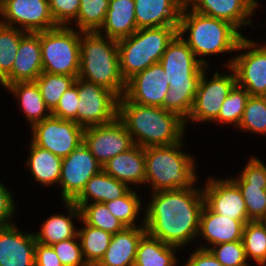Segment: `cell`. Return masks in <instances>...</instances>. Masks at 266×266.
Listing matches in <instances>:
<instances>
[{
	"mask_svg": "<svg viewBox=\"0 0 266 266\" xmlns=\"http://www.w3.org/2000/svg\"><path fill=\"white\" fill-rule=\"evenodd\" d=\"M200 182L188 189L160 190L147 194L148 199H144L146 232L181 250L195 247L204 206Z\"/></svg>",
	"mask_w": 266,
	"mask_h": 266,
	"instance_id": "obj_1",
	"label": "cell"
},
{
	"mask_svg": "<svg viewBox=\"0 0 266 266\" xmlns=\"http://www.w3.org/2000/svg\"><path fill=\"white\" fill-rule=\"evenodd\" d=\"M177 34L190 47L197 60L206 67H212V64L213 67L220 64L221 67L231 66L238 44L244 37L231 23L200 14L186 3L181 11ZM222 55L227 58L221 59L222 63L215 65L213 59L218 58L220 62L219 57Z\"/></svg>",
	"mask_w": 266,
	"mask_h": 266,
	"instance_id": "obj_2",
	"label": "cell"
},
{
	"mask_svg": "<svg viewBox=\"0 0 266 266\" xmlns=\"http://www.w3.org/2000/svg\"><path fill=\"white\" fill-rule=\"evenodd\" d=\"M186 137L188 136L186 135L180 142L169 146L145 148V187L143 191L148 187L147 193L188 189L202 180V174H199L201 169L198 166L200 160L198 161V158L190 150H186V146H188L186 143H190Z\"/></svg>",
	"mask_w": 266,
	"mask_h": 266,
	"instance_id": "obj_3",
	"label": "cell"
},
{
	"mask_svg": "<svg viewBox=\"0 0 266 266\" xmlns=\"http://www.w3.org/2000/svg\"><path fill=\"white\" fill-rule=\"evenodd\" d=\"M160 64L170 87L163 100V109L186 121L192 111L199 79L206 66L197 60L178 34L167 45Z\"/></svg>",
	"mask_w": 266,
	"mask_h": 266,
	"instance_id": "obj_4",
	"label": "cell"
},
{
	"mask_svg": "<svg viewBox=\"0 0 266 266\" xmlns=\"http://www.w3.org/2000/svg\"><path fill=\"white\" fill-rule=\"evenodd\" d=\"M117 118L131 134L134 144L142 148L169 146L188 135L185 121L177 114L130 102L124 95L118 99Z\"/></svg>",
	"mask_w": 266,
	"mask_h": 266,
	"instance_id": "obj_5",
	"label": "cell"
},
{
	"mask_svg": "<svg viewBox=\"0 0 266 266\" xmlns=\"http://www.w3.org/2000/svg\"><path fill=\"white\" fill-rule=\"evenodd\" d=\"M78 77L121 98L126 91V82L120 73L118 42L97 31L82 32Z\"/></svg>",
	"mask_w": 266,
	"mask_h": 266,
	"instance_id": "obj_6",
	"label": "cell"
},
{
	"mask_svg": "<svg viewBox=\"0 0 266 266\" xmlns=\"http://www.w3.org/2000/svg\"><path fill=\"white\" fill-rule=\"evenodd\" d=\"M178 26L140 28L118 42L120 73L125 82L154 63L160 62Z\"/></svg>",
	"mask_w": 266,
	"mask_h": 266,
	"instance_id": "obj_7",
	"label": "cell"
},
{
	"mask_svg": "<svg viewBox=\"0 0 266 266\" xmlns=\"http://www.w3.org/2000/svg\"><path fill=\"white\" fill-rule=\"evenodd\" d=\"M223 68L220 66L219 70V67L218 69L215 67V71L213 66L204 69L199 79L192 111L185 121L188 133L189 129L193 130L192 125L194 127L210 125L218 117L222 103L236 84L233 69L230 66Z\"/></svg>",
	"mask_w": 266,
	"mask_h": 266,
	"instance_id": "obj_8",
	"label": "cell"
},
{
	"mask_svg": "<svg viewBox=\"0 0 266 266\" xmlns=\"http://www.w3.org/2000/svg\"><path fill=\"white\" fill-rule=\"evenodd\" d=\"M82 31L58 26L40 32L43 72L78 77Z\"/></svg>",
	"mask_w": 266,
	"mask_h": 266,
	"instance_id": "obj_9",
	"label": "cell"
},
{
	"mask_svg": "<svg viewBox=\"0 0 266 266\" xmlns=\"http://www.w3.org/2000/svg\"><path fill=\"white\" fill-rule=\"evenodd\" d=\"M250 37L241 39L230 67L250 96H266V39Z\"/></svg>",
	"mask_w": 266,
	"mask_h": 266,
	"instance_id": "obj_10",
	"label": "cell"
},
{
	"mask_svg": "<svg viewBox=\"0 0 266 266\" xmlns=\"http://www.w3.org/2000/svg\"><path fill=\"white\" fill-rule=\"evenodd\" d=\"M78 90L77 124L88 128L111 123L117 118L118 97L110 90L82 78H75Z\"/></svg>",
	"mask_w": 266,
	"mask_h": 266,
	"instance_id": "obj_11",
	"label": "cell"
},
{
	"mask_svg": "<svg viewBox=\"0 0 266 266\" xmlns=\"http://www.w3.org/2000/svg\"><path fill=\"white\" fill-rule=\"evenodd\" d=\"M30 139L36 146L61 158L68 156L83 143L84 128L75 121L50 116L35 123L30 129Z\"/></svg>",
	"mask_w": 266,
	"mask_h": 266,
	"instance_id": "obj_12",
	"label": "cell"
},
{
	"mask_svg": "<svg viewBox=\"0 0 266 266\" xmlns=\"http://www.w3.org/2000/svg\"><path fill=\"white\" fill-rule=\"evenodd\" d=\"M0 23L30 33L58 27L49 0H0Z\"/></svg>",
	"mask_w": 266,
	"mask_h": 266,
	"instance_id": "obj_13",
	"label": "cell"
},
{
	"mask_svg": "<svg viewBox=\"0 0 266 266\" xmlns=\"http://www.w3.org/2000/svg\"><path fill=\"white\" fill-rule=\"evenodd\" d=\"M102 170V166L84 143L62 159L58 184L60 201L73 202L84 190L87 182ZM60 189V190H59Z\"/></svg>",
	"mask_w": 266,
	"mask_h": 266,
	"instance_id": "obj_14",
	"label": "cell"
},
{
	"mask_svg": "<svg viewBox=\"0 0 266 266\" xmlns=\"http://www.w3.org/2000/svg\"><path fill=\"white\" fill-rule=\"evenodd\" d=\"M247 159L237 174L228 177L241 191L248 218L257 221L266 212V162L252 153Z\"/></svg>",
	"mask_w": 266,
	"mask_h": 266,
	"instance_id": "obj_15",
	"label": "cell"
},
{
	"mask_svg": "<svg viewBox=\"0 0 266 266\" xmlns=\"http://www.w3.org/2000/svg\"><path fill=\"white\" fill-rule=\"evenodd\" d=\"M210 174V175H209ZM201 177L204 204L215 213L233 220H250L245 201L239 187L228 177L214 176L209 173ZM209 175V176H208Z\"/></svg>",
	"mask_w": 266,
	"mask_h": 266,
	"instance_id": "obj_16",
	"label": "cell"
},
{
	"mask_svg": "<svg viewBox=\"0 0 266 266\" xmlns=\"http://www.w3.org/2000/svg\"><path fill=\"white\" fill-rule=\"evenodd\" d=\"M83 143L102 167L134 145L131 134L118 118L108 124L85 128Z\"/></svg>",
	"mask_w": 266,
	"mask_h": 266,
	"instance_id": "obj_17",
	"label": "cell"
},
{
	"mask_svg": "<svg viewBox=\"0 0 266 266\" xmlns=\"http://www.w3.org/2000/svg\"><path fill=\"white\" fill-rule=\"evenodd\" d=\"M186 4L200 14L231 23L244 36L248 33V27L253 30L257 26L258 29L253 17L258 16L259 12L253 0H186Z\"/></svg>",
	"mask_w": 266,
	"mask_h": 266,
	"instance_id": "obj_18",
	"label": "cell"
},
{
	"mask_svg": "<svg viewBox=\"0 0 266 266\" xmlns=\"http://www.w3.org/2000/svg\"><path fill=\"white\" fill-rule=\"evenodd\" d=\"M169 88L166 73L158 62L130 78L126 82L124 96L139 105L163 108V100Z\"/></svg>",
	"mask_w": 266,
	"mask_h": 266,
	"instance_id": "obj_19",
	"label": "cell"
},
{
	"mask_svg": "<svg viewBox=\"0 0 266 266\" xmlns=\"http://www.w3.org/2000/svg\"><path fill=\"white\" fill-rule=\"evenodd\" d=\"M30 229L22 230L16 220L0 228V266H35L36 239Z\"/></svg>",
	"mask_w": 266,
	"mask_h": 266,
	"instance_id": "obj_20",
	"label": "cell"
},
{
	"mask_svg": "<svg viewBox=\"0 0 266 266\" xmlns=\"http://www.w3.org/2000/svg\"><path fill=\"white\" fill-rule=\"evenodd\" d=\"M251 220H233L212 212L205 204L200 214L196 247L210 249L220 243L242 241L245 224ZM200 240V241H199Z\"/></svg>",
	"mask_w": 266,
	"mask_h": 266,
	"instance_id": "obj_21",
	"label": "cell"
},
{
	"mask_svg": "<svg viewBox=\"0 0 266 266\" xmlns=\"http://www.w3.org/2000/svg\"><path fill=\"white\" fill-rule=\"evenodd\" d=\"M42 72L40 32H27L21 38L11 72L0 82V89L16 82L36 81Z\"/></svg>",
	"mask_w": 266,
	"mask_h": 266,
	"instance_id": "obj_22",
	"label": "cell"
},
{
	"mask_svg": "<svg viewBox=\"0 0 266 266\" xmlns=\"http://www.w3.org/2000/svg\"><path fill=\"white\" fill-rule=\"evenodd\" d=\"M61 203L63 210L60 213L56 211L49 213V217L47 215L44 220L41 219L42 222L37 227L39 230L33 231L36 242L51 246L78 235L81 220L79 207L74 202L61 201Z\"/></svg>",
	"mask_w": 266,
	"mask_h": 266,
	"instance_id": "obj_23",
	"label": "cell"
},
{
	"mask_svg": "<svg viewBox=\"0 0 266 266\" xmlns=\"http://www.w3.org/2000/svg\"><path fill=\"white\" fill-rule=\"evenodd\" d=\"M27 145V158L24 157L23 166L26 173L31 175L30 180H33L34 185L43 189H58L59 179L61 175L62 159L54 155L52 152L36 146L31 140Z\"/></svg>",
	"mask_w": 266,
	"mask_h": 266,
	"instance_id": "obj_24",
	"label": "cell"
},
{
	"mask_svg": "<svg viewBox=\"0 0 266 266\" xmlns=\"http://www.w3.org/2000/svg\"><path fill=\"white\" fill-rule=\"evenodd\" d=\"M102 169L130 188L141 190L145 186V148L134 144L110 159Z\"/></svg>",
	"mask_w": 266,
	"mask_h": 266,
	"instance_id": "obj_25",
	"label": "cell"
},
{
	"mask_svg": "<svg viewBox=\"0 0 266 266\" xmlns=\"http://www.w3.org/2000/svg\"><path fill=\"white\" fill-rule=\"evenodd\" d=\"M138 29L178 26L186 0H134Z\"/></svg>",
	"mask_w": 266,
	"mask_h": 266,
	"instance_id": "obj_26",
	"label": "cell"
},
{
	"mask_svg": "<svg viewBox=\"0 0 266 266\" xmlns=\"http://www.w3.org/2000/svg\"><path fill=\"white\" fill-rule=\"evenodd\" d=\"M14 99L17 109L22 112L26 127L31 128L35 123L49 118L52 114L47 108L36 81L16 82L8 85L4 90ZM24 116V117H23ZM30 125V126H29Z\"/></svg>",
	"mask_w": 266,
	"mask_h": 266,
	"instance_id": "obj_27",
	"label": "cell"
},
{
	"mask_svg": "<svg viewBox=\"0 0 266 266\" xmlns=\"http://www.w3.org/2000/svg\"><path fill=\"white\" fill-rule=\"evenodd\" d=\"M145 227H126L112 235L110 245L96 266H134L140 239Z\"/></svg>",
	"mask_w": 266,
	"mask_h": 266,
	"instance_id": "obj_28",
	"label": "cell"
},
{
	"mask_svg": "<svg viewBox=\"0 0 266 266\" xmlns=\"http://www.w3.org/2000/svg\"><path fill=\"white\" fill-rule=\"evenodd\" d=\"M134 11V0H109L104 23L97 32L116 41L127 38L138 30Z\"/></svg>",
	"mask_w": 266,
	"mask_h": 266,
	"instance_id": "obj_29",
	"label": "cell"
},
{
	"mask_svg": "<svg viewBox=\"0 0 266 266\" xmlns=\"http://www.w3.org/2000/svg\"><path fill=\"white\" fill-rule=\"evenodd\" d=\"M180 252L179 247L163 243L146 232L139 241L134 266H181Z\"/></svg>",
	"mask_w": 266,
	"mask_h": 266,
	"instance_id": "obj_30",
	"label": "cell"
},
{
	"mask_svg": "<svg viewBox=\"0 0 266 266\" xmlns=\"http://www.w3.org/2000/svg\"><path fill=\"white\" fill-rule=\"evenodd\" d=\"M131 188L103 169L90 178L74 203H106L124 196Z\"/></svg>",
	"mask_w": 266,
	"mask_h": 266,
	"instance_id": "obj_31",
	"label": "cell"
},
{
	"mask_svg": "<svg viewBox=\"0 0 266 266\" xmlns=\"http://www.w3.org/2000/svg\"><path fill=\"white\" fill-rule=\"evenodd\" d=\"M140 194L142 195L140 190L131 188L124 196L106 202L105 205L125 227H145L143 201L146 195Z\"/></svg>",
	"mask_w": 266,
	"mask_h": 266,
	"instance_id": "obj_32",
	"label": "cell"
},
{
	"mask_svg": "<svg viewBox=\"0 0 266 266\" xmlns=\"http://www.w3.org/2000/svg\"><path fill=\"white\" fill-rule=\"evenodd\" d=\"M78 237L85 262L88 266H96L107 251L112 234L80 220Z\"/></svg>",
	"mask_w": 266,
	"mask_h": 266,
	"instance_id": "obj_33",
	"label": "cell"
},
{
	"mask_svg": "<svg viewBox=\"0 0 266 266\" xmlns=\"http://www.w3.org/2000/svg\"><path fill=\"white\" fill-rule=\"evenodd\" d=\"M249 96L250 94L243 87L235 84L222 103L218 117L210 124L214 125L211 127L216 125L218 128L224 126L225 129L230 127L235 130L241 121Z\"/></svg>",
	"mask_w": 266,
	"mask_h": 266,
	"instance_id": "obj_34",
	"label": "cell"
},
{
	"mask_svg": "<svg viewBox=\"0 0 266 266\" xmlns=\"http://www.w3.org/2000/svg\"><path fill=\"white\" fill-rule=\"evenodd\" d=\"M237 132L266 137V96H249Z\"/></svg>",
	"mask_w": 266,
	"mask_h": 266,
	"instance_id": "obj_35",
	"label": "cell"
},
{
	"mask_svg": "<svg viewBox=\"0 0 266 266\" xmlns=\"http://www.w3.org/2000/svg\"><path fill=\"white\" fill-rule=\"evenodd\" d=\"M81 214V220L90 226L114 235L126 227L108 210L105 203H75Z\"/></svg>",
	"mask_w": 266,
	"mask_h": 266,
	"instance_id": "obj_36",
	"label": "cell"
},
{
	"mask_svg": "<svg viewBox=\"0 0 266 266\" xmlns=\"http://www.w3.org/2000/svg\"><path fill=\"white\" fill-rule=\"evenodd\" d=\"M109 0H80L77 18L69 25L82 32H95L103 25Z\"/></svg>",
	"mask_w": 266,
	"mask_h": 266,
	"instance_id": "obj_37",
	"label": "cell"
},
{
	"mask_svg": "<svg viewBox=\"0 0 266 266\" xmlns=\"http://www.w3.org/2000/svg\"><path fill=\"white\" fill-rule=\"evenodd\" d=\"M242 243L250 264L266 266V230L257 221L245 224Z\"/></svg>",
	"mask_w": 266,
	"mask_h": 266,
	"instance_id": "obj_38",
	"label": "cell"
},
{
	"mask_svg": "<svg viewBox=\"0 0 266 266\" xmlns=\"http://www.w3.org/2000/svg\"><path fill=\"white\" fill-rule=\"evenodd\" d=\"M36 83L47 108L52 112L57 107L63 93L75 83V77L42 72L36 79Z\"/></svg>",
	"mask_w": 266,
	"mask_h": 266,
	"instance_id": "obj_39",
	"label": "cell"
},
{
	"mask_svg": "<svg viewBox=\"0 0 266 266\" xmlns=\"http://www.w3.org/2000/svg\"><path fill=\"white\" fill-rule=\"evenodd\" d=\"M26 33L0 23V82L11 72L21 38Z\"/></svg>",
	"mask_w": 266,
	"mask_h": 266,
	"instance_id": "obj_40",
	"label": "cell"
},
{
	"mask_svg": "<svg viewBox=\"0 0 266 266\" xmlns=\"http://www.w3.org/2000/svg\"><path fill=\"white\" fill-rule=\"evenodd\" d=\"M210 252L223 266H253L250 264L242 241L220 243L212 246Z\"/></svg>",
	"mask_w": 266,
	"mask_h": 266,
	"instance_id": "obj_41",
	"label": "cell"
},
{
	"mask_svg": "<svg viewBox=\"0 0 266 266\" xmlns=\"http://www.w3.org/2000/svg\"><path fill=\"white\" fill-rule=\"evenodd\" d=\"M51 246L63 266H88L82 254L78 235Z\"/></svg>",
	"mask_w": 266,
	"mask_h": 266,
	"instance_id": "obj_42",
	"label": "cell"
},
{
	"mask_svg": "<svg viewBox=\"0 0 266 266\" xmlns=\"http://www.w3.org/2000/svg\"><path fill=\"white\" fill-rule=\"evenodd\" d=\"M6 184L8 182H5L4 177L0 178V228L15 223L16 215H21L17 213L20 210L17 203L18 197L15 196V191L12 192L11 187Z\"/></svg>",
	"mask_w": 266,
	"mask_h": 266,
	"instance_id": "obj_43",
	"label": "cell"
},
{
	"mask_svg": "<svg viewBox=\"0 0 266 266\" xmlns=\"http://www.w3.org/2000/svg\"><path fill=\"white\" fill-rule=\"evenodd\" d=\"M80 0H49L51 15L58 26H69L78 16Z\"/></svg>",
	"mask_w": 266,
	"mask_h": 266,
	"instance_id": "obj_44",
	"label": "cell"
},
{
	"mask_svg": "<svg viewBox=\"0 0 266 266\" xmlns=\"http://www.w3.org/2000/svg\"><path fill=\"white\" fill-rule=\"evenodd\" d=\"M78 102L77 85L74 83L63 93L57 107L51 112V114L56 118L75 121L77 123Z\"/></svg>",
	"mask_w": 266,
	"mask_h": 266,
	"instance_id": "obj_45",
	"label": "cell"
},
{
	"mask_svg": "<svg viewBox=\"0 0 266 266\" xmlns=\"http://www.w3.org/2000/svg\"><path fill=\"white\" fill-rule=\"evenodd\" d=\"M190 249L182 250L183 253L181 252V254L187 255L188 253L189 255L185 259L183 257L184 262L181 261V266H223L210 250L198 247H192Z\"/></svg>",
	"mask_w": 266,
	"mask_h": 266,
	"instance_id": "obj_46",
	"label": "cell"
},
{
	"mask_svg": "<svg viewBox=\"0 0 266 266\" xmlns=\"http://www.w3.org/2000/svg\"><path fill=\"white\" fill-rule=\"evenodd\" d=\"M35 266H63L52 246L36 242Z\"/></svg>",
	"mask_w": 266,
	"mask_h": 266,
	"instance_id": "obj_47",
	"label": "cell"
},
{
	"mask_svg": "<svg viewBox=\"0 0 266 266\" xmlns=\"http://www.w3.org/2000/svg\"><path fill=\"white\" fill-rule=\"evenodd\" d=\"M257 222L266 230V212L257 220Z\"/></svg>",
	"mask_w": 266,
	"mask_h": 266,
	"instance_id": "obj_48",
	"label": "cell"
},
{
	"mask_svg": "<svg viewBox=\"0 0 266 266\" xmlns=\"http://www.w3.org/2000/svg\"><path fill=\"white\" fill-rule=\"evenodd\" d=\"M253 1H254V5H255L256 9L257 10L259 9L261 11L262 6H263V4H262L263 3V0H253Z\"/></svg>",
	"mask_w": 266,
	"mask_h": 266,
	"instance_id": "obj_49",
	"label": "cell"
},
{
	"mask_svg": "<svg viewBox=\"0 0 266 266\" xmlns=\"http://www.w3.org/2000/svg\"><path fill=\"white\" fill-rule=\"evenodd\" d=\"M264 21H265V22L261 23L262 25H260V24L258 25V28H259V26H263V25L266 26V25H265V24H266V19H265ZM265 31H266V30H265ZM265 34H266V32L264 33V35H265ZM262 38H266V36H264V37H262Z\"/></svg>",
	"mask_w": 266,
	"mask_h": 266,
	"instance_id": "obj_50",
	"label": "cell"
}]
</instances>
